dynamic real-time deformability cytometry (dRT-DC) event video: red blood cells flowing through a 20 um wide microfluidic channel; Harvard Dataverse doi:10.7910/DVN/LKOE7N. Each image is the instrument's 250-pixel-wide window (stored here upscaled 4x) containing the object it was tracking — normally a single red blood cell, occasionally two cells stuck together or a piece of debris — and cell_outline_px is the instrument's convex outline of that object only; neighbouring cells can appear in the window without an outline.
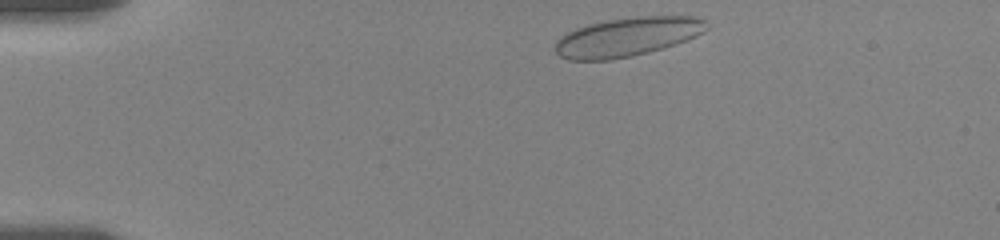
{"species": "human", "species_latin": "Homo sapiens", "temperature_condition": "room temperature", "stored_images_in_passage": 10, "camera_frame_rate_fps": 3000, "um_per_image_px": 0.085, "donor": {"sex": "female"}, "frame": {"image": 1, "passage_image": 1, "time_ms": 0.0, "image_size_px": [1000, 240], "cell_outline_px": [[708, 28], [696, 36], [648, 52], [608, 60], [568, 60], [560, 56], [556, 52], [556, 40], [560, 36], [576, 28], [588, 24], [608, 20], [636, 16], [692, 16], [704, 20]], "centroid_in_image_um": [53.27, 3.13], "position_along_channel_um": 31.7, "area_um2": 33.87}}
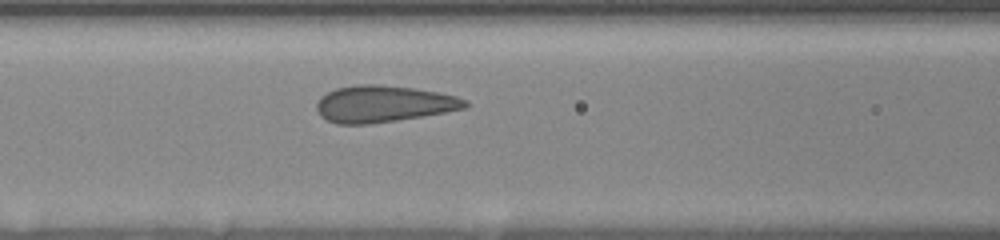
{"frame": {"image": 2, "passage_image": 7, "time_ms": 4.667, "image_size_px": [1000, 240], "cell_outline_px": [[468, 108], [396, 120], [368, 124], [336, 124], [320, 116], [316, 108], [316, 104], [320, 96], [336, 88], [356, 84], [376, 84], [412, 88], [436, 92], [456, 96], [468, 100]], "centroid_in_image_um": [32.56, 8.83], "position_along_channel_um": 134.0, "area_um2": 31.62}}
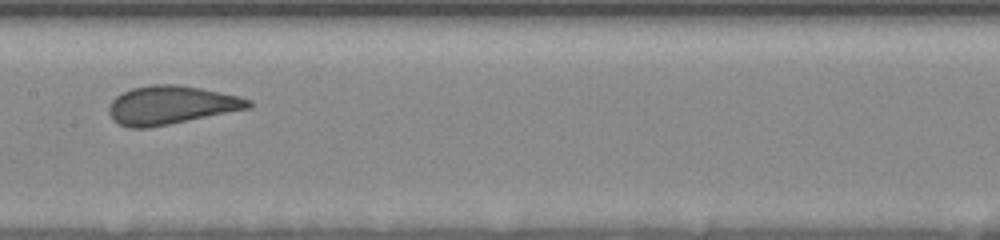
{"frame": {"image": 3, "passage_image": 9, "time_ms": 6.333, "image_size_px": [1000, 240], "cell_outline_px": [[252, 108], [148, 128], [128, 128], [112, 120], [108, 112], [108, 104], [120, 92], [132, 88], [152, 84], [180, 84], [240, 96], [252, 100]], "centroid_in_image_um": [14.52, 8.93], "position_along_channel_um": 192.9, "area_um2": 31.62}}